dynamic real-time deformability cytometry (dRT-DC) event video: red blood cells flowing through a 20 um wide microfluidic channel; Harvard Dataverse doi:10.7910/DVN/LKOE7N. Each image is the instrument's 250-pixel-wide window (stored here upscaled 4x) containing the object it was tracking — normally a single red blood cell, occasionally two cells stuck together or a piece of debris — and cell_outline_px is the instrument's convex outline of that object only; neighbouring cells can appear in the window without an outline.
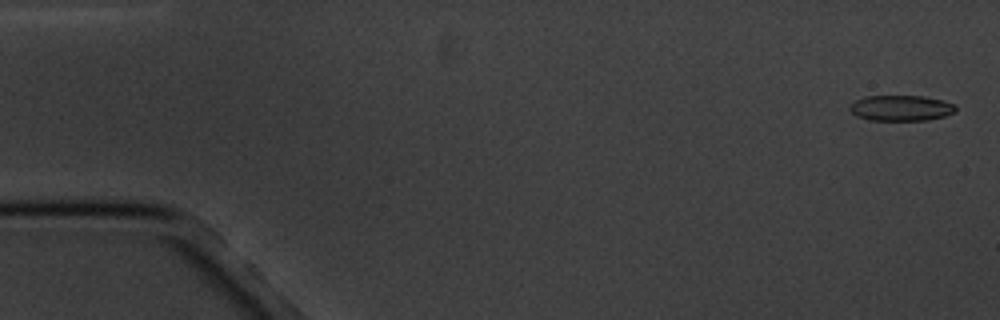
{"species": "common noctule bat (a hibernating species)", "species_latin": "Nyctalus noctula", "temperature_condition": "cold", "stored_images_in_passage": 5, "camera_frame_rate_fps": 3000, "um_per_image_px": 0.085, "animal": {"sex": "male", "body_mass_g": 20.1, "forearm_length_mm": 53.5}, "frame": {"image": 1, "passage_image": 1, "time_ms": 0.0, "image_size_px": [1000, 320], "cell_outline_px": [[956, 112], [944, 116], [928, 120], [868, 120], [856, 116], [848, 108], [848, 104], [864, 96], [924, 96], [956, 104]], "centroid_in_image_um": [76.56, 9.18], "position_along_channel_um": 8.4, "area_um2": 15.95}}
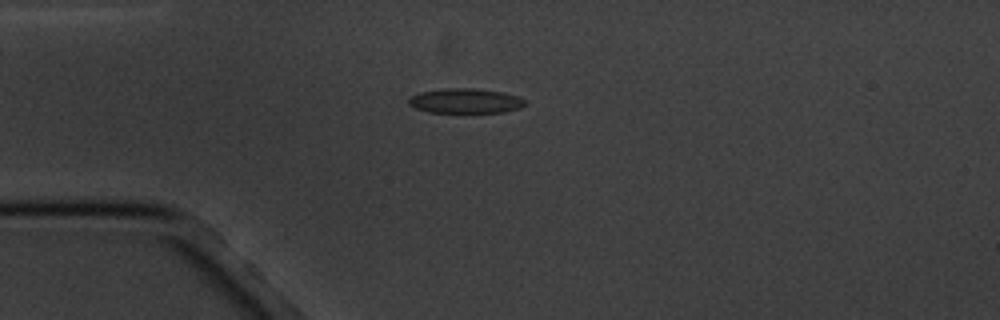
{"frame": {"image": 2, "passage_image": 4, "time_ms": 4.333, "image_size_px": [1000, 320], "cell_outline_px": [[524, 104], [520, 108], [504, 112], [428, 112], [416, 108], [408, 104], [408, 96], [420, 92], [444, 88], [476, 88], [504, 92], [516, 96], [524, 100]], "centroid_in_image_um": [39.51, 8.56], "position_along_channel_um": 45.5, "area_um2": 16.82}}
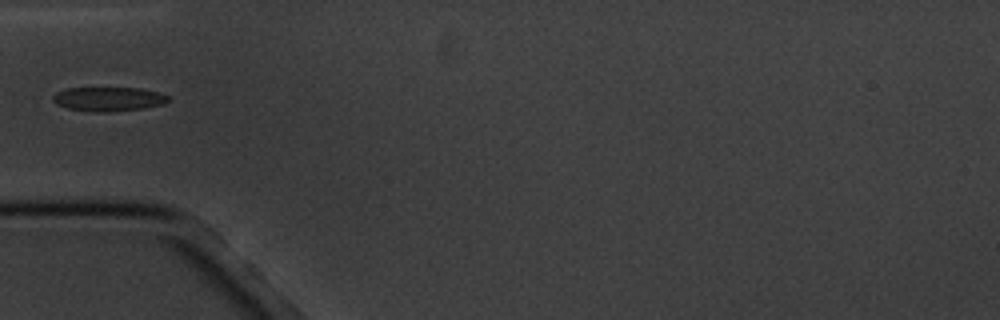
{"frame": {"image": 3, "passage_image": 5, "time_ms": 5.667, "image_size_px": [1000, 320], "cell_outline_px": [[168, 100], [164, 104], [144, 108], [108, 112], [96, 112], [68, 108], [56, 104], [52, 100], [52, 96], [56, 92], [68, 88], [140, 88], [156, 92], [168, 96]], "centroid_in_image_um": [9.19, 8.42], "position_along_channel_um": 75.8, "area_um2": 16.13}}